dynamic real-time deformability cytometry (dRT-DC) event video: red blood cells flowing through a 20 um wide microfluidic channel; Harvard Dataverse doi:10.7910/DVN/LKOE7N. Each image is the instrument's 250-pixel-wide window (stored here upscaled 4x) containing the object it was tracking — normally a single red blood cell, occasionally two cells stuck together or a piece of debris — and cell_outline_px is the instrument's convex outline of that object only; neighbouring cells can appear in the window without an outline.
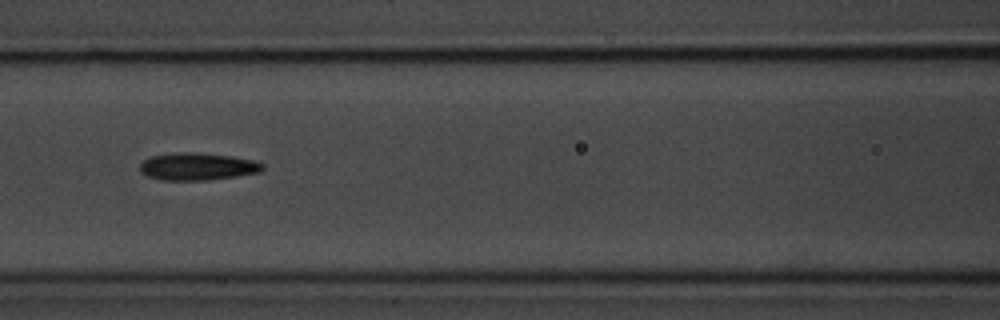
{"species": "common noctule bat (a hibernating species)", "species_latin": "Nyctalus noctula", "temperature_condition": "room temperature", "stored_images_in_passage": 14, "camera_frame_rate_fps": 3000, "um_per_image_px": 0.085, "animal": {"sex": "male", "body_mass_g": 20.1, "forearm_length_mm": 53.5}, "frame": {"image": 1, "passage_image": 7, "time_ms": 7.667, "image_size_px": [1000, 320], "cell_outline_px": [[264, 168], [260, 172], [236, 176], [208, 180], [164, 180], [148, 176], [140, 172], [140, 164], [144, 160], [152, 156], [180, 152], [196, 152], [232, 156], [256, 160], [264, 164]], "centroid_in_image_um": [16.82, 14.15], "position_along_channel_um": 149.8, "area_um2": 19.59}}
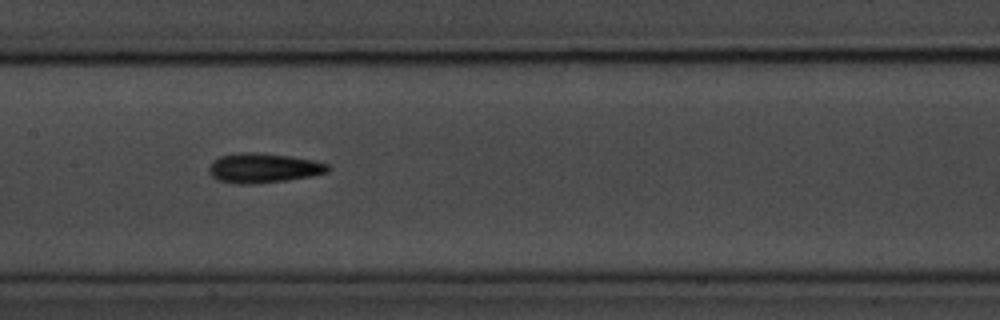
{"frame": {"image": 2, "passage_image": 8, "time_ms": 8.667, "image_size_px": [1000, 320], "cell_outline_px": [[332, 168], [328, 172], [308, 176], [284, 180], [252, 184], [240, 184], [216, 180], [208, 172], [208, 168], [212, 160], [220, 156], [240, 152], [252, 152], [292, 156], [312, 160], [328, 164]], "centroid_in_image_um": [22.35, 14.27], "position_along_channel_um": 185.1, "area_um2": 20.52}}